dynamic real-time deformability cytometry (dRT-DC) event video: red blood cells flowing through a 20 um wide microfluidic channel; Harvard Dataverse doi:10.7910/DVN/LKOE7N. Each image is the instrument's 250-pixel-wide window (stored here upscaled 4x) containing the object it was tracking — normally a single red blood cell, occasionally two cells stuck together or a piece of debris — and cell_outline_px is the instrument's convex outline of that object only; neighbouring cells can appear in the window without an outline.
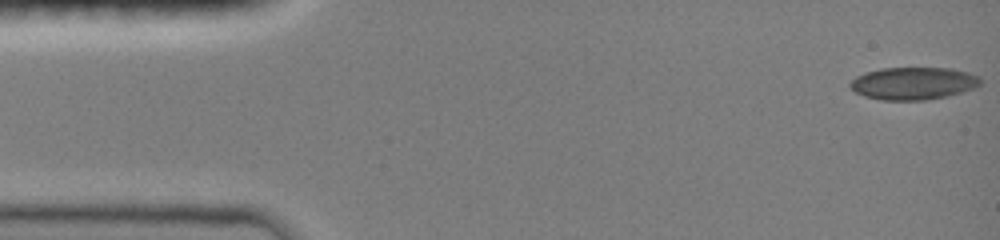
{"species": "common noctule bat (a hibernating species)", "species_latin": "Nyctalus noctula", "temperature_condition": "room temperature", "stored_images_in_passage": 47, "camera_frame_rate_fps": 3000, "um_per_image_px": 0.085, "animal": {"sex": "female", "body_mass_g": 19.0, "forearm_length_mm": 51.5}, "frame": {"image": 1, "passage_image": 1, "time_ms": 0.0, "image_size_px": [1000, 240], "cell_outline_px": [[980, 84], [972, 88], [948, 96], [924, 100], [880, 100], [864, 96], [856, 92], [848, 84], [856, 76], [864, 72], [880, 68], [952, 68], [968, 72], [980, 76]], "centroid_in_image_um": [77.61, 7.08], "position_along_channel_um": 7.4, "area_um2": 24.68}}
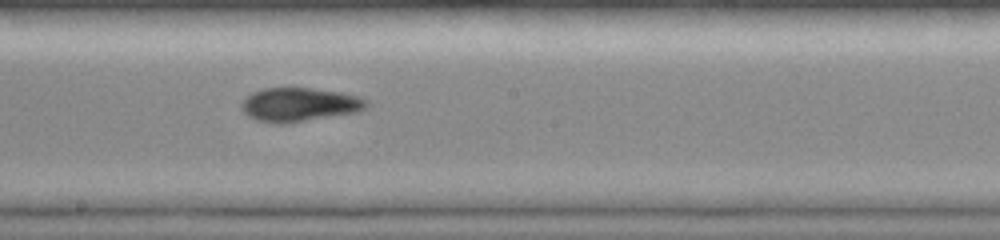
{"frame": {"image": 2, "passage_image": 26, "time_ms": 8.333, "image_size_px": [1000, 240], "cell_outline_px": [[368, 108], [356, 112], [284, 124], [276, 124], [256, 120], [248, 116], [240, 108], [240, 104], [244, 96], [252, 92], [264, 88], [288, 84], [340, 92], [360, 96], [368, 100]], "centroid_in_image_um": [25.4, 8.84], "position_along_channel_um": 222.8, "area_um2": 25.66}}
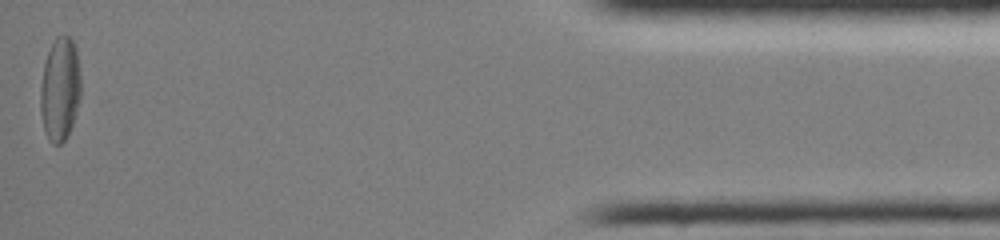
{"frame": {"image": 3, "passage_image": 47, "time_ms": 15.333, "image_size_px": [1000, 240], "cell_outline_px": [[80, 96], [76, 112], [68, 136], [60, 144], [52, 144], [48, 140], [44, 132], [40, 112], [40, 88], [44, 64], [48, 52], [56, 36], [68, 36], [72, 40], [76, 48], [80, 72]], "centroid_in_image_um": [5.09, 7.61], "position_along_channel_um": 430.1, "area_um2": 24.51}, "authors_computed_cell_mechanics": {"area_um2": 24.4494, "velocity_mm_per_s": 4.0169, "shape_relaxation_time_tau1_ms": null, "shape_relaxation_time_tau2_ms": 4.6737, "deformation_change_tau1": null, "deformation_change_tau2": 0.0948}}